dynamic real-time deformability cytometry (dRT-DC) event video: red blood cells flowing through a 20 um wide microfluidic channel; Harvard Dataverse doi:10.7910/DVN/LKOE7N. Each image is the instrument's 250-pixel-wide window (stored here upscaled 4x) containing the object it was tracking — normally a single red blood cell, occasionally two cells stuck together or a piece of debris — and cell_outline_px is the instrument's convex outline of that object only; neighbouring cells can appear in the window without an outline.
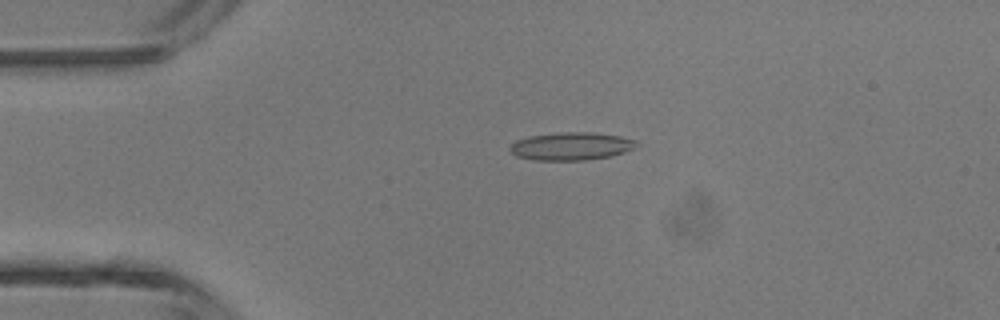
{"species": "common noctule bat (a hibernating species)", "species_latin": "Nyctalus noctula", "temperature_condition": "room temperature", "stored_images_in_passage": 4, "camera_frame_rate_fps": 3000, "um_per_image_px": 0.085, "animal": {"sex": "male", "body_mass_g": 13.3}, "frame": {"image": 1, "passage_image": 3, "time_ms": 2.333, "image_size_px": [1000, 320], "cell_outline_px": [[636, 144], [632, 148], [624, 152], [612, 156], [588, 160], [536, 160], [516, 156], [508, 148], [516, 140], [528, 136], [564, 132], [592, 132], [620, 136], [636, 140]], "centroid_in_image_um": [48.53, 12.43], "position_along_channel_um": 36.5, "area_um2": 20.46}}